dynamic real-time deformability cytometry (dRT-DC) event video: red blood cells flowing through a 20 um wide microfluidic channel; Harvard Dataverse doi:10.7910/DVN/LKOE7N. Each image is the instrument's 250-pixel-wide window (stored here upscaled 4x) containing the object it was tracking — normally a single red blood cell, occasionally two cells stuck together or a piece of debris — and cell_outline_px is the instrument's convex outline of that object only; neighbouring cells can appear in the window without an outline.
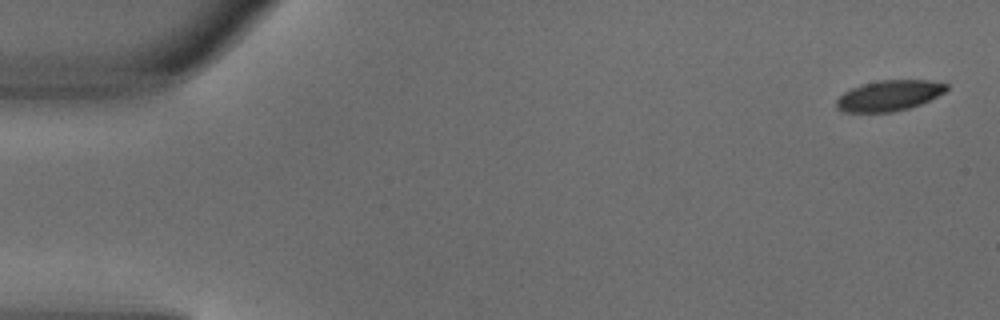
{"species": "common noctule bat (a hibernating species)", "species_latin": "Nyctalus noctula", "temperature_condition": "warm", "stored_images_in_passage": 4, "camera_frame_rate_fps": 3000, "um_per_image_px": 0.085, "animal": {"sex": "male", "body_mass_g": 18.8}, "frame": {"image": 1, "passage_image": 1, "time_ms": 0.0, "image_size_px": [1000, 320], "cell_outline_px": [[948, 88], [944, 92], [920, 104], [908, 108], [892, 112], [844, 112], [836, 108], [836, 100], [844, 92], [860, 84], [880, 80], [928, 80], [948, 84]], "centroid_in_image_um": [75.54, 8.12], "position_along_channel_um": 9.5, "area_um2": 19.54}}
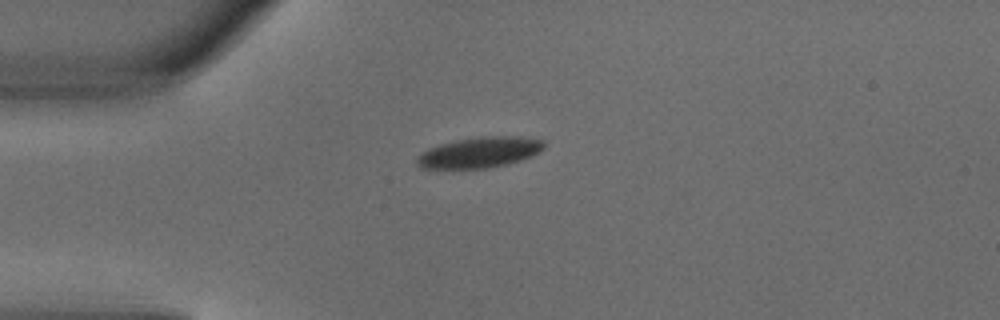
{"frame": {"image": 2, "passage_image": 4, "time_ms": 1.0, "image_size_px": [1000, 320], "cell_outline_px": [[544, 148], [520, 160], [488, 168], [424, 168], [416, 164], [416, 160], [428, 148], [452, 140], [480, 136], [520, 136], [544, 140]], "centroid_in_image_um": [40.75, 12.93], "position_along_channel_um": 44.2, "area_um2": 22.43}}